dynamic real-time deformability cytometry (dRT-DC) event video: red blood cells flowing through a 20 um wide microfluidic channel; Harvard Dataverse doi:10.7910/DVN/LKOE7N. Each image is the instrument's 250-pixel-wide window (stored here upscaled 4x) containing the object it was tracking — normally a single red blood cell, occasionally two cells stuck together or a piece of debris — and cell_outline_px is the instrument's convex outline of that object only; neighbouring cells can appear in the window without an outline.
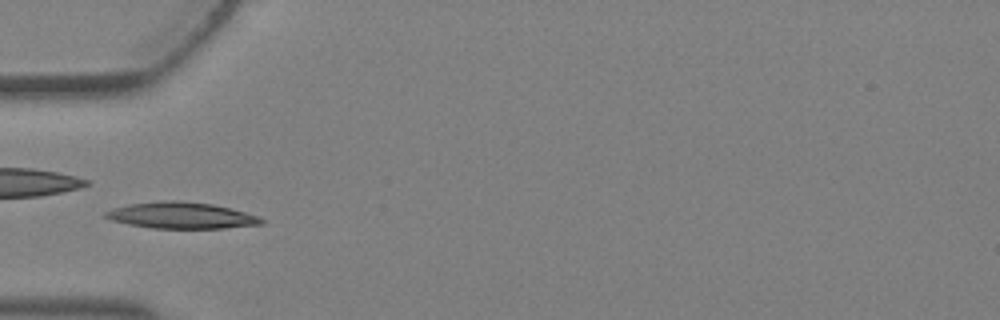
{"species": "Egyptian fruit bat (a non-hibernating species)", "species_latin": "Rousettus aegyptiacus", "temperature_condition": "warm", "stored_images_in_passage": 3, "camera_frame_rate_fps": 3000, "um_per_image_px": 0.085, "animal": {"sex": "female"}, "frame": {"image": 1, "passage_image": 3, "time_ms": 0.667, "image_size_px": [1000, 320], "cell_outline_px": [[264, 224], [224, 228], [152, 228], [128, 224], [112, 220], [104, 216], [104, 212], [112, 208], [128, 204], [160, 200], [180, 200], [212, 204], [232, 208], [260, 216], [264, 220]], "centroid_in_image_um": [15.43, 18.3], "position_along_channel_um": 69.6, "area_um2": 24.16}}